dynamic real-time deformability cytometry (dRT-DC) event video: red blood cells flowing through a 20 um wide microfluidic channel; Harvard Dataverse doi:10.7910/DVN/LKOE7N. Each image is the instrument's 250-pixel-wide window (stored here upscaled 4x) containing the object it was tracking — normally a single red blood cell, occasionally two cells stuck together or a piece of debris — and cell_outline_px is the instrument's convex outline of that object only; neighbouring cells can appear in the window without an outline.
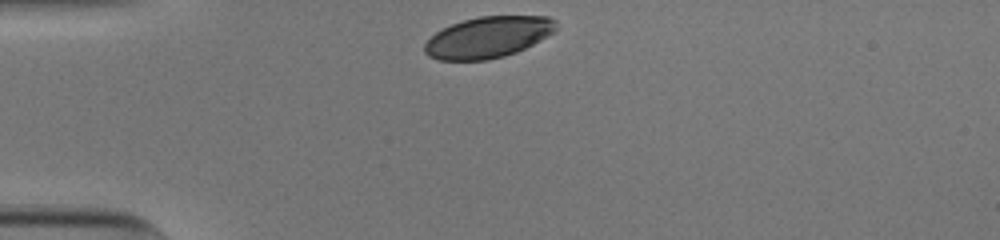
{"species": "human", "species_latin": "Homo sapiens", "temperature_condition": "cold", "stored_images_in_passage": 31, "camera_frame_rate_fps": 3000, "um_per_image_px": 0.085, "donor": {"sex": "male"}, "frame": {"image": 1, "passage_image": 1, "time_ms": 0.0, "image_size_px": [1000, 240], "cell_outline_px": [[556, 28], [552, 32], [540, 40], [516, 52], [504, 56], [488, 60], [436, 60], [428, 56], [424, 52], [424, 44], [436, 32], [452, 24], [464, 20], [480, 16], [548, 16], [556, 20]], "centroid_in_image_um": [41.46, 3.17], "position_along_channel_um": 43.5, "area_um2": 31.39}}
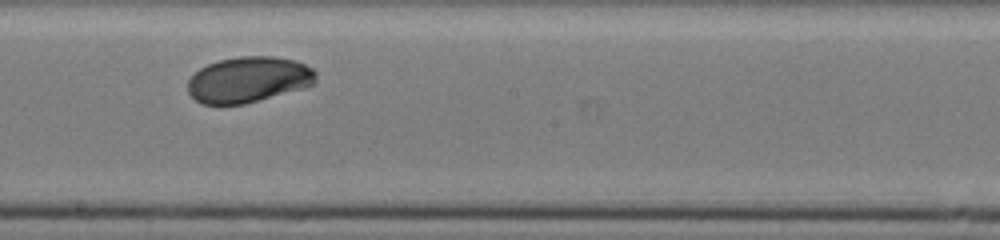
{"frame": {"image": 2, "passage_image": 18, "time_ms": 5.667, "image_size_px": [1000, 240], "cell_outline_px": [[316, 80], [312, 84], [304, 88], [244, 104], [200, 104], [188, 92], [188, 80], [200, 68], [208, 64], [220, 60], [240, 56], [272, 56], [296, 60], [312, 68], [316, 72]], "centroid_in_image_um": [21.13, 6.76], "position_along_channel_um": 227.1, "area_um2": 34.1}}
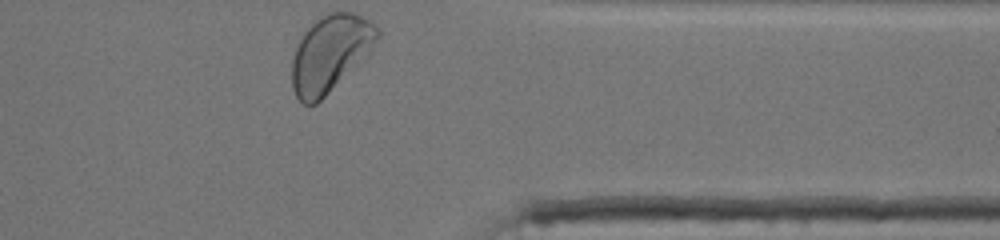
{"frame": {"image": 3, "passage_image": 31, "time_ms": 10.0, "image_size_px": [1000, 240], "cell_outline_px": [[380, 36], [368, 56], [316, 104], [304, 104], [296, 96], [292, 88], [292, 60], [296, 44], [304, 32], [316, 20], [328, 12], [352, 12], [368, 20], [380, 28]], "centroid_in_image_um": [28.09, 4.54], "position_along_channel_um": 383.3, "area_um2": 38.15}, "authors_computed_cell_mechanics": {"area_um2": 34.0442, "velocity_mm_per_s": 3.7852, "shape_relaxation_time_tau1_ms": 3.6017, "shape_relaxation_time_tau2_ms": null, "deformation_change_tau1": 0.121, "deformation_change_tau2": null}}